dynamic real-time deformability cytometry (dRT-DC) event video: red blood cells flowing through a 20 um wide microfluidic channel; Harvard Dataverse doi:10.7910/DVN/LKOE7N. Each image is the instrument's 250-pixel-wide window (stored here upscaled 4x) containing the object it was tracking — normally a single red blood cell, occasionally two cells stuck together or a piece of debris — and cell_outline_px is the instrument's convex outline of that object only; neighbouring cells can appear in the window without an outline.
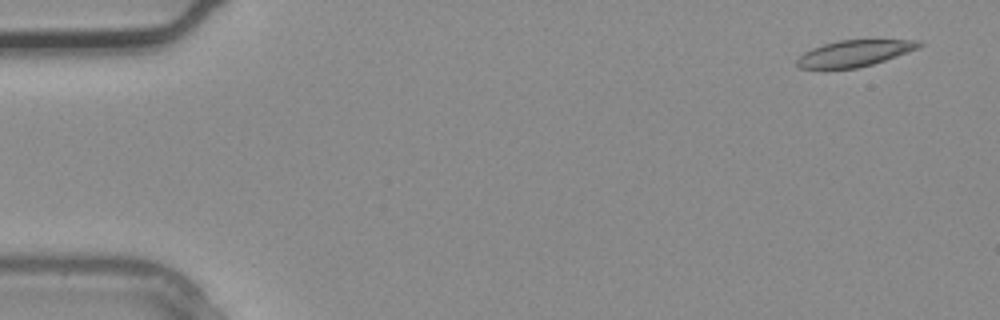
{"species": "common noctule bat (a hibernating species)", "species_latin": "Nyctalus noctula", "temperature_condition": "warm", "stored_images_in_passage": 4, "camera_frame_rate_fps": 3000, "um_per_image_px": 0.085, "animal": {"sex": "male", "body_mass_g": 20.4}, "frame": {"image": 1, "passage_image": 1, "time_ms": 0.0, "image_size_px": [1000, 320], "cell_outline_px": [[924, 44], [920, 48], [872, 64], [856, 68], [824, 72], [800, 68], [796, 64], [796, 60], [804, 52], [812, 48], [824, 44], [840, 40], [920, 40]], "centroid_in_image_um": [72.55, 4.58], "position_along_channel_um": 12.4, "area_um2": 19.31}}